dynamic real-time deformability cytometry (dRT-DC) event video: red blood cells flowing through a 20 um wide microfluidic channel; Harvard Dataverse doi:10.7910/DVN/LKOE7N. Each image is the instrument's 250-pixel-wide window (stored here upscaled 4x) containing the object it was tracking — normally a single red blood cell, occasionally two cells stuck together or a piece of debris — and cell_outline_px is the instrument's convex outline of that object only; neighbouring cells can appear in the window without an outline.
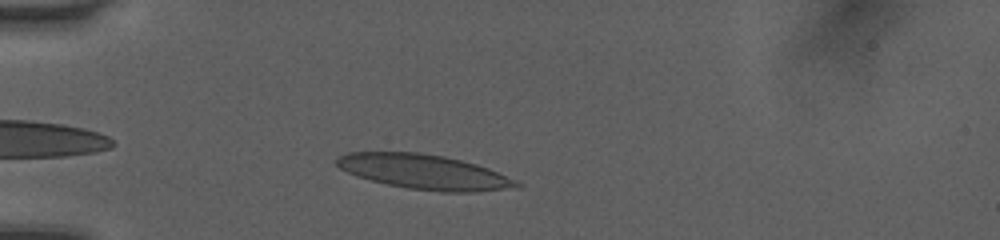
{"species": "human", "species_latin": "Homo sapiens", "temperature_condition": "room temperature", "stored_images_in_passage": 34, "camera_frame_rate_fps": 3000, "um_per_image_px": 0.085, "donor": {"sex": "female"}, "frame": {"image": 1, "passage_image": 4, "time_ms": 1.0, "image_size_px": [1000, 240], "cell_outline_px": [[524, 184], [520, 188], [476, 192], [440, 192], [408, 188], [388, 184], [356, 176], [340, 168], [336, 164], [336, 160], [340, 156], [348, 152], [420, 152], [444, 156], [476, 164], [488, 168], [516, 180]], "centroid_in_image_um": [36.12, 14.62], "position_along_channel_um": 48.9, "area_um2": 36.47}}
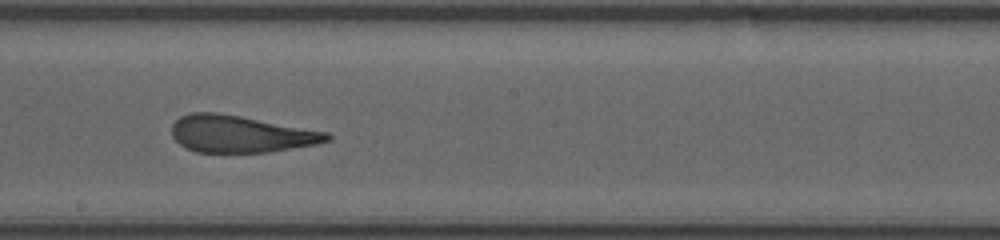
{"frame": {"image": 2, "passage_image": 19, "time_ms": 6.0, "image_size_px": [1000, 240], "cell_outline_px": [[332, 140], [316, 144], [268, 152], [196, 152], [180, 144], [172, 136], [172, 124], [180, 116], [192, 112], [216, 112], [240, 116], [328, 132], [332, 136]], "centroid_in_image_um": [20.45, 11.38], "position_along_channel_um": 227.8, "area_um2": 33.29}}
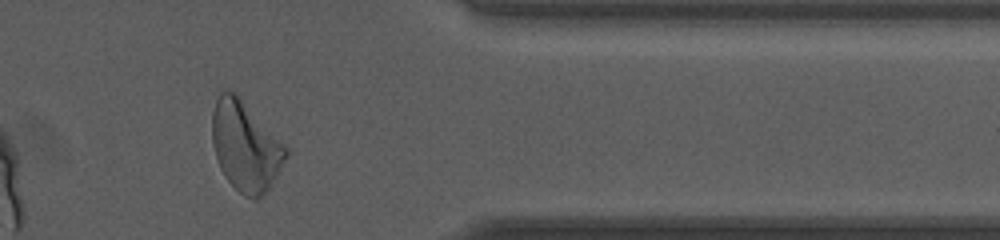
{"frame": {"image": 3, "passage_image": 32, "time_ms": 10.333, "image_size_px": [1000, 240], "cell_outline_px": [[288, 156], [276, 176], [268, 188], [256, 200], [252, 200], [244, 196], [224, 176], [220, 168], [212, 144], [212, 112], [216, 100], [220, 92], [236, 92], [240, 96], [288, 148]], "centroid_in_image_um": [20.86, 12.42], "position_along_channel_um": 390.5, "area_um2": 38.32}, "authors_computed_cell_mechanics": {"area_um2": 34.68, "velocity_mm_per_s": 4.0516, "shape_relaxation_time_tau1_ms": null, "shape_relaxation_time_tau2_ms": 1.8409, "deformation_change_tau1": null, "deformation_change_tau2": 0.1052}}